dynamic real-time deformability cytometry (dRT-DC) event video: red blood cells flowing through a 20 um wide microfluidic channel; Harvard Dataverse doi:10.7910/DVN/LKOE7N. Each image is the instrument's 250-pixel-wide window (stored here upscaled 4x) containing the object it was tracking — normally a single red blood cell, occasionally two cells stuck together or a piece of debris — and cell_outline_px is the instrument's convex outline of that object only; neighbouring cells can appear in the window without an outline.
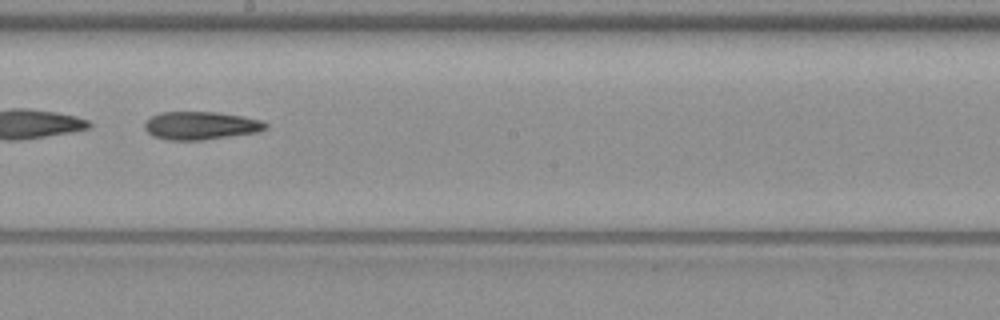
{"species": "common noctule bat (a hibernating species)", "species_latin": "Nyctalus noctula", "temperature_condition": "warm", "stored_images_in_passage": 54, "camera_frame_rate_fps": 3000, "um_per_image_px": 0.085, "animal": {"sex": "female", "body_mass_g": 19.3, "forearm_length_mm": 54.1}, "frame": {"image": 1, "passage_image": 31, "time_ms": 10.0, "image_size_px": [1000, 320], "cell_outline_px": [[268, 128], [256, 132], [200, 140], [168, 140], [152, 136], [144, 128], [144, 124], [152, 116], [160, 112], [216, 112], [244, 116], [264, 120], [268, 124]], "centroid_in_image_um": [17.08, 10.67], "position_along_channel_um": 231.1, "area_um2": 19.77}}